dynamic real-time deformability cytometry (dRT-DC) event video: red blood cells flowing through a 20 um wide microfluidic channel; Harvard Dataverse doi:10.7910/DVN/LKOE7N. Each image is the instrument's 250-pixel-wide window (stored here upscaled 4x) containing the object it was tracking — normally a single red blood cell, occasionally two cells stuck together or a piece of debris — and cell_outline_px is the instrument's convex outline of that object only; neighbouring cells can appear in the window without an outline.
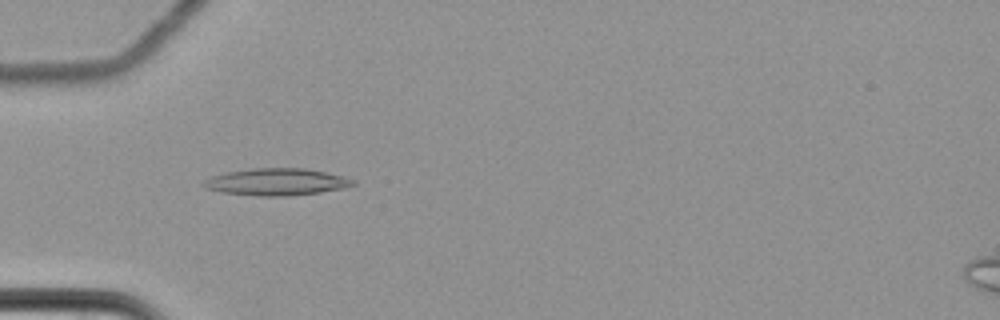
{"species": "common noctule bat (a hibernating species)", "species_latin": "Nyctalus noctula", "temperature_condition": "cold", "stored_images_in_passage": 61, "camera_frame_rate_fps": 3000, "um_per_image_px": 0.085, "animal": {"sex": "female", "body_mass_g": 22.7, "forearm_length_mm": 54.2}, "frame": {"image": 1, "passage_image": 21, "time_ms": 6.667, "image_size_px": [1000, 320], "cell_outline_px": [[356, 184], [344, 188], [320, 192], [284, 196], [260, 196], [220, 192], [204, 188], [200, 184], [208, 176], [228, 172], [252, 168], [304, 168], [324, 172], [356, 180]], "centroid_in_image_um": [23.44, 15.46], "position_along_channel_um": 61.6, "area_um2": 23.52}}
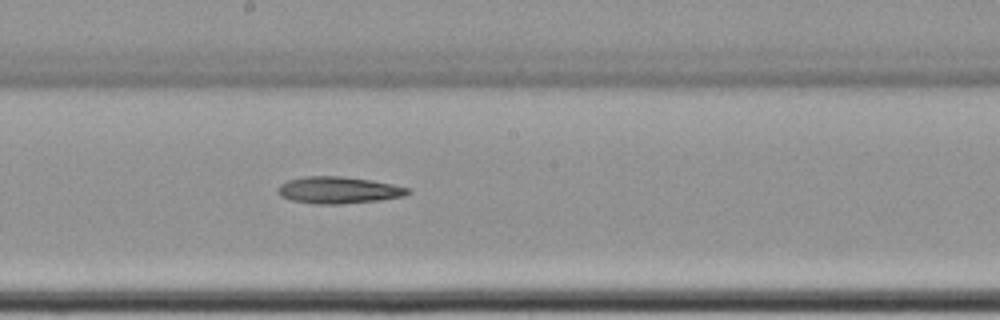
{"frame": {"image": 2, "passage_image": 35, "time_ms": 11.333, "image_size_px": [1000, 320], "cell_outline_px": [[412, 192], [404, 196], [380, 200], [340, 204], [316, 204], [292, 200], [280, 196], [276, 192], [276, 188], [280, 184], [288, 180], [304, 176], [340, 176], [372, 180], [412, 188]], "centroid_in_image_um": [28.78, 16.15], "position_along_channel_um": 219.4, "area_um2": 20.52}}
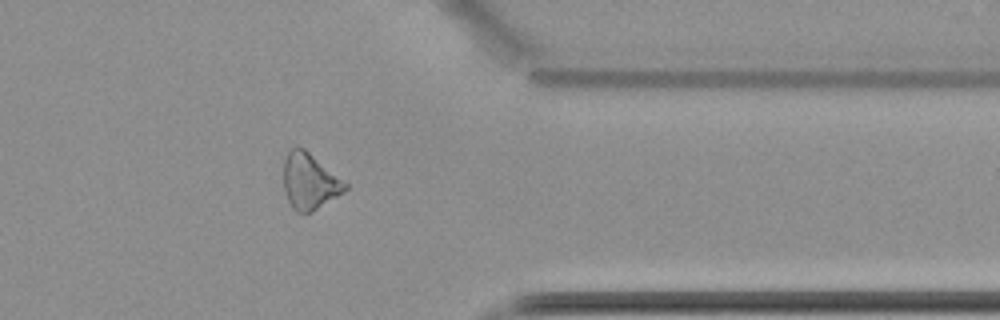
{"frame": {"image": 3, "passage_image": 50, "time_ms": 16.333, "image_size_px": [1000, 320], "cell_outline_px": [[348, 188], [344, 192], [312, 212], [296, 212], [292, 208], [284, 192], [284, 156], [296, 144], [304, 148], [348, 184]], "centroid_in_image_um": [26.3, 15.4], "position_along_channel_um": 385.1, "area_um2": 20.11}}